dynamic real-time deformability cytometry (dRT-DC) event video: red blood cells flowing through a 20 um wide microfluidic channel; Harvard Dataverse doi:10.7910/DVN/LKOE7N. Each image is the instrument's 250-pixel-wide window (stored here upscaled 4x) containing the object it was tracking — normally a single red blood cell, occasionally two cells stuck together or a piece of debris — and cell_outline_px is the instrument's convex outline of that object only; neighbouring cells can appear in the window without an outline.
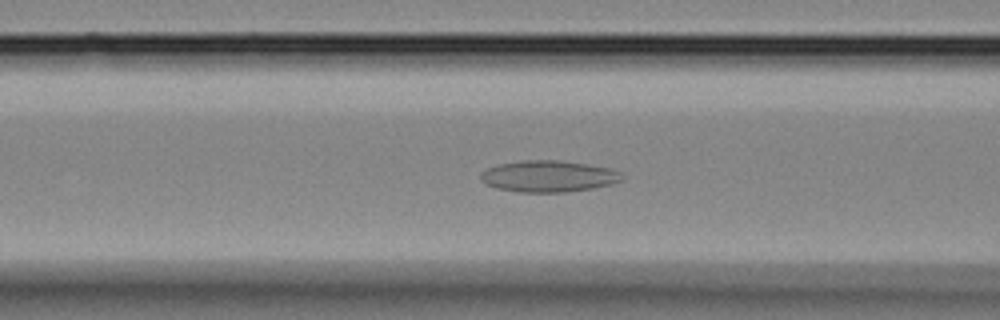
{"species": "Egyptian fruit bat (a non-hibernating species)", "species_latin": "Rousettus aegyptiacus", "temperature_condition": "room temperature", "stored_images_in_passage": 40, "camera_frame_rate_fps": 3000, "um_per_image_px": 0.085, "animal": {"sex": "female"}, "frame": {"image": 1, "passage_image": 15, "time_ms": 4.667, "image_size_px": [1000, 320], "cell_outline_px": [[624, 180], [612, 184], [592, 188], [568, 192], [520, 192], [496, 188], [484, 184], [480, 180], [480, 172], [496, 164], [520, 160], [556, 160], [588, 164], [608, 168], [620, 172], [624, 176]], "centroid_in_image_um": [46.59, 14.98], "position_along_channel_um": 120.0, "area_um2": 26.18}}
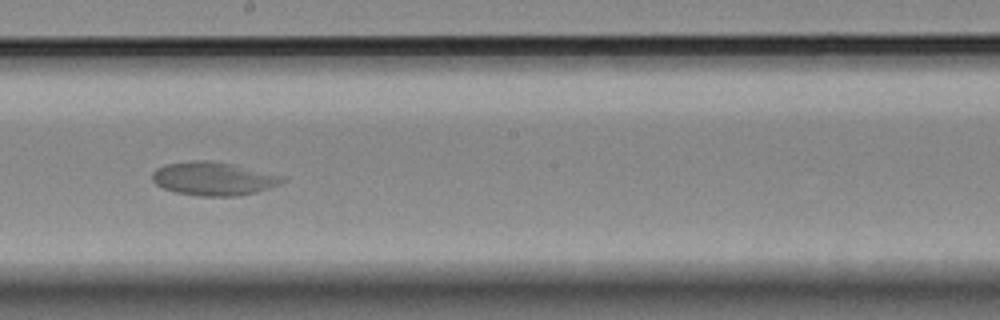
{"frame": {"image": 2, "passage_image": 22, "time_ms": 7.0, "image_size_px": [1000, 320], "cell_outline_px": [[288, 180], [280, 184], [256, 192], [240, 196], [200, 196], [176, 192], [164, 188], [156, 184], [152, 180], [152, 172], [156, 168], [164, 164], [192, 160], [208, 160], [232, 164], [284, 176]], "centroid_in_image_um": [18.14, 15.18], "position_along_channel_um": 230.1, "area_um2": 25.43}}
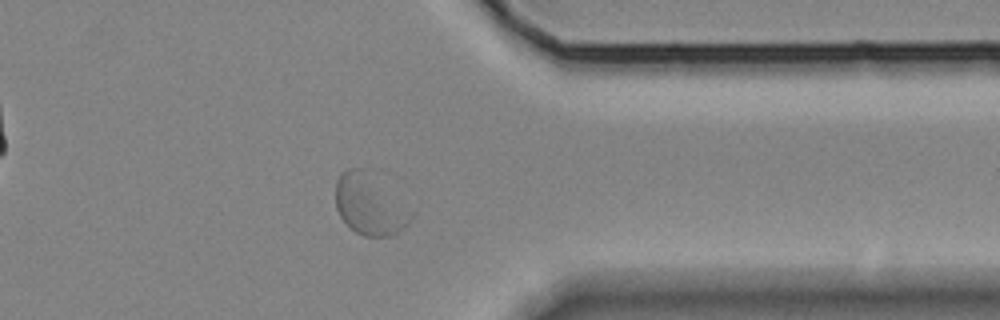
{"frame": {"image": 3, "passage_image": 32, "time_ms": 10.333, "image_size_px": [1000, 320], "cell_outline_px": [[412, 216], [408, 224], [404, 228], [392, 236], [364, 236], [356, 232], [340, 216], [336, 208], [336, 180], [340, 172], [348, 168], [360, 168], [412, 212]], "centroid_in_image_um": [31.36, 17.45], "position_along_channel_um": 380.0, "area_um2": 25.43}}